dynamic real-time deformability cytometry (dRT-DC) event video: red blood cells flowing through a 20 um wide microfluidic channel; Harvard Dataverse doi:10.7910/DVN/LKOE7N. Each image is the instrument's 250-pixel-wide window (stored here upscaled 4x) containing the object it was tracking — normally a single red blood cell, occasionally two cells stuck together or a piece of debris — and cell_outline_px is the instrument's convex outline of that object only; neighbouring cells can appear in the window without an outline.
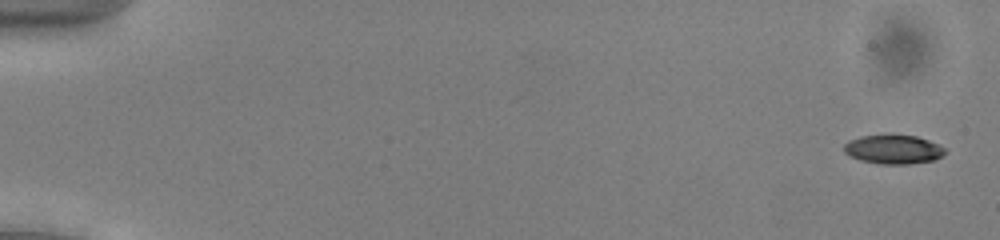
{"species": "common noctule bat (a hibernating species)", "species_latin": "Nyctalus noctula", "temperature_condition": "cold", "stored_images_in_passage": 53, "camera_frame_rate_fps": 3000, "um_per_image_px": 0.085, "animal": {"sex": "male", "body_mass_g": 13.0, "forearm_length_mm": 53.1}, "frame": {"image": 1, "passage_image": 1, "time_ms": 0.0, "image_size_px": [1000, 240], "cell_outline_px": [[944, 152], [936, 160], [908, 164], [880, 164], [860, 160], [844, 152], [844, 144], [848, 140], [860, 136], [916, 136], [928, 140], [944, 148]], "centroid_in_image_um": [75.91, 12.71], "position_along_channel_um": 9.1, "area_um2": 16.7}}
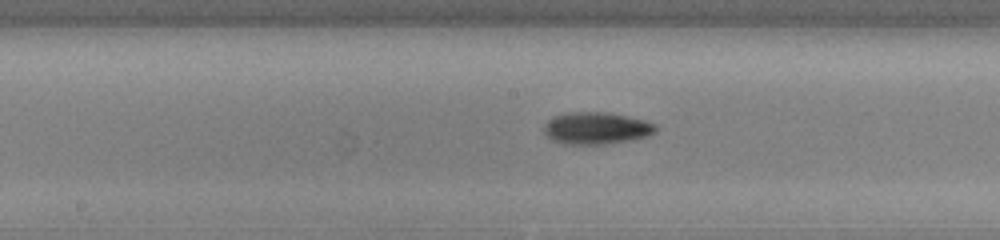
{"frame": {"image": 2, "passage_image": 28, "time_ms": 9.0, "image_size_px": [1000, 240], "cell_outline_px": [[656, 132], [648, 136], [632, 140], [604, 144], [560, 144], [552, 140], [544, 132], [544, 124], [548, 120], [556, 116], [568, 112], [608, 112], [628, 116], [644, 120], [656, 124]], "centroid_in_image_um": [50.7, 10.9], "position_along_channel_um": 197.5, "area_um2": 20.98}}
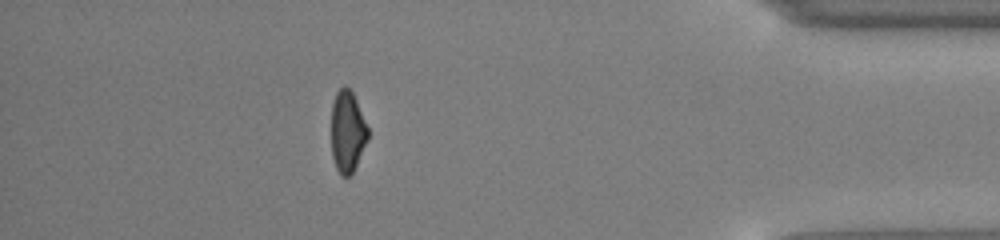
{"frame": {"image": 3, "passage_image": 47, "time_ms": 15.333, "image_size_px": [1000, 240], "cell_outline_px": [[368, 140], [352, 172], [348, 176], [340, 176], [336, 168], [332, 156], [332, 104], [336, 92], [344, 84], [352, 92], [356, 100], [368, 128]], "centroid_in_image_um": [29.52, 11.18], "position_along_channel_um": 405.7, "area_um2": 17.22}, "authors_computed_cell_mechanics": {"area_um2": 18.6694, "velocity_mm_per_s": 3.9281, "shape_relaxation_time_tau1_ms": 3.0923, "shape_relaxation_time_tau2_ms": null, "deformation_change_tau1": 0.1193, "deformation_change_tau2": null}}